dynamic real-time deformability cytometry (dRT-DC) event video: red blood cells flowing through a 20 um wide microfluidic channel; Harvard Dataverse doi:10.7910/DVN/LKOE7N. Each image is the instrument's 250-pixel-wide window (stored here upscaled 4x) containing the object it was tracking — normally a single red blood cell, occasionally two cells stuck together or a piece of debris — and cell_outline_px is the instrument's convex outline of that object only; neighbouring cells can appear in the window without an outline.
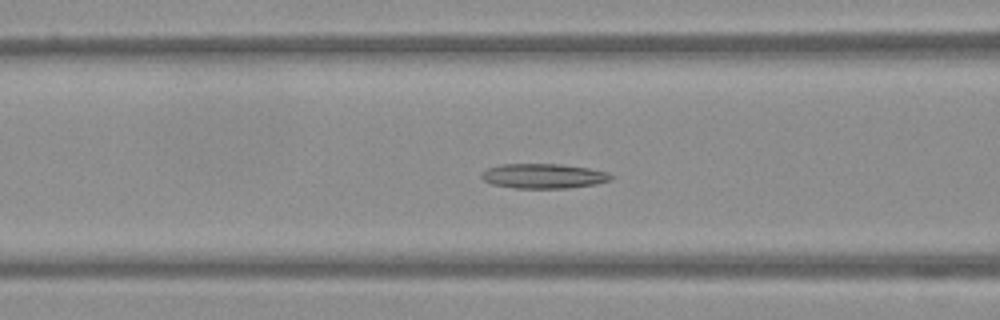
{"species": "Egyptian fruit bat (a non-hibernating species)", "species_latin": "Rousettus aegyptiacus", "temperature_condition": "warm", "stored_images_in_passage": 34, "camera_frame_rate_fps": 3000, "um_per_image_px": 0.085, "frame": {"image": 1, "passage_image": 14, "time_ms": 4.333, "image_size_px": [1000, 320], "cell_outline_px": [[612, 180], [596, 184], [568, 188], [516, 188], [492, 184], [484, 180], [480, 176], [488, 168], [500, 164], [560, 164], [588, 168], [608, 172], [612, 176]], "centroid_in_image_um": [46.22, 14.96], "position_along_channel_um": 120.4, "area_um2": 18.61}}
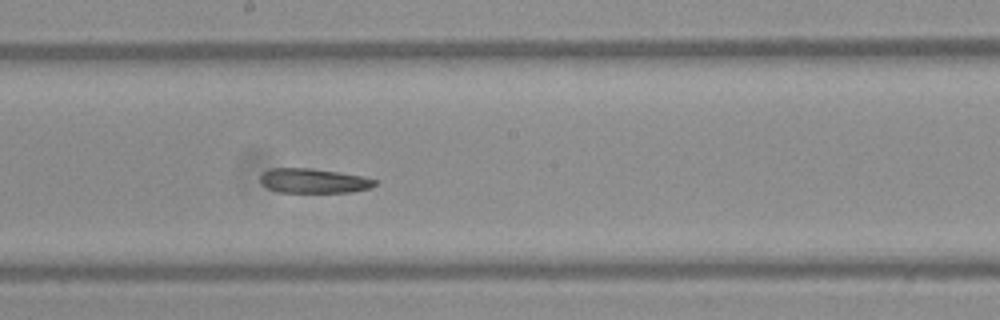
{"frame": {"image": 2, "passage_image": 22, "time_ms": 7.0, "image_size_px": [1000, 320], "cell_outline_px": [[380, 184], [368, 188], [352, 192], [280, 192], [268, 188], [260, 184], [260, 176], [264, 172], [272, 168], [312, 168], [360, 176], [380, 180]], "centroid_in_image_um": [26.68, 15.37], "position_along_channel_um": 221.5, "area_um2": 16.42}}
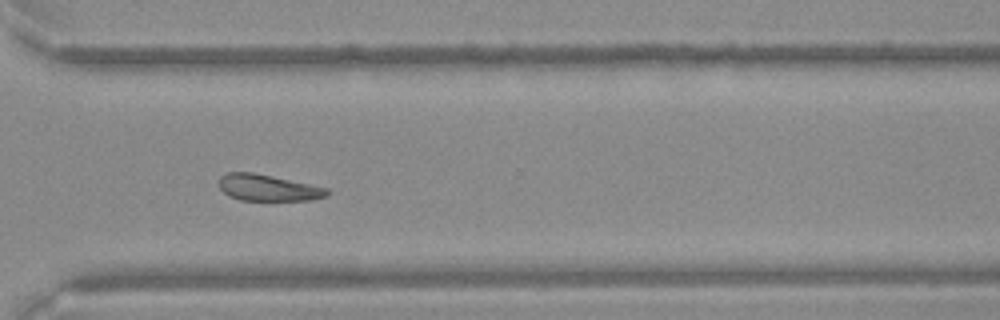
{"frame": {"image": 3, "passage_image": 32, "time_ms": 10.333, "image_size_px": [1000, 320], "cell_outline_px": [[328, 196], [312, 200], [240, 200], [228, 196], [220, 188], [220, 176], [228, 172], [252, 172], [272, 176], [328, 188]], "centroid_in_image_um": [22.78, 15.96], "position_along_channel_um": 347.8, "area_um2": 16.53}}